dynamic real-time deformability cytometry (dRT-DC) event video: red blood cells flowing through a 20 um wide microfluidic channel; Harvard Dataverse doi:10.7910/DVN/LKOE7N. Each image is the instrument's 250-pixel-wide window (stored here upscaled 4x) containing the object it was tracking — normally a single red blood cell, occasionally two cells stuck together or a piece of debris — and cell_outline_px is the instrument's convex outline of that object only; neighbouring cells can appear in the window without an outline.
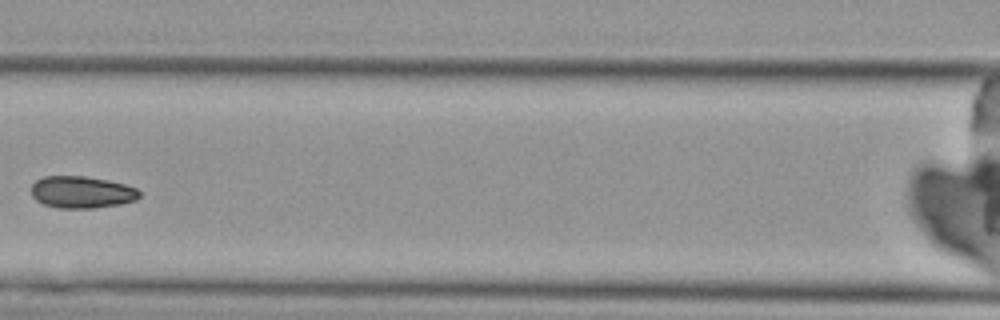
{"species": "Egyptian fruit bat (a non-hibernating species)", "species_latin": "Rousettus aegyptiacus", "temperature_condition": "cold", "stored_images_in_passage": 7, "camera_frame_rate_fps": 3000, "um_per_image_px": 0.085, "animal": {"sex": "female"}, "frame": {"image": 1, "passage_image": 6, "time_ms": 6.0, "image_size_px": [1000, 320], "cell_outline_px": [[140, 196], [136, 200], [120, 204], [92, 208], [60, 208], [44, 204], [36, 200], [32, 196], [32, 184], [36, 180], [44, 176], [84, 176], [108, 180], [124, 184], [136, 188], [140, 192]], "centroid_in_image_um": [6.94, 16.33], "position_along_channel_um": 159.7, "area_um2": 20.11}}
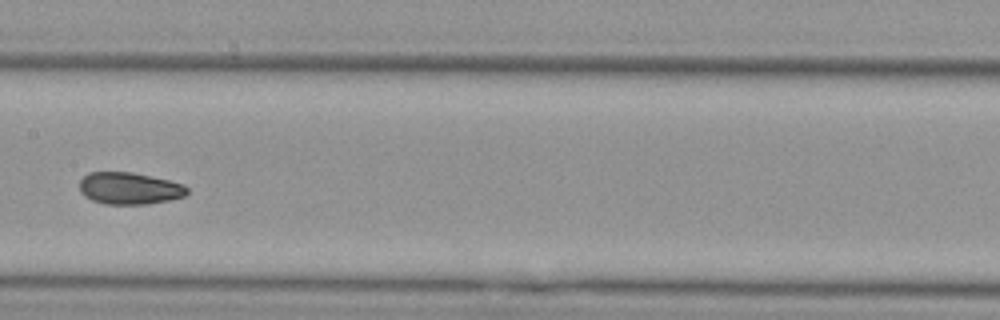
{"frame": {"image": 2, "passage_image": 7, "time_ms": 7.0, "image_size_px": [1000, 320], "cell_outline_px": [[188, 192], [184, 196], [168, 200], [148, 204], [104, 204], [92, 200], [84, 196], [80, 192], [80, 180], [88, 172], [132, 172], [168, 180], [184, 184], [188, 188]], "centroid_in_image_um": [10.98, 16.01], "position_along_channel_um": 196.4, "area_um2": 20.06}}